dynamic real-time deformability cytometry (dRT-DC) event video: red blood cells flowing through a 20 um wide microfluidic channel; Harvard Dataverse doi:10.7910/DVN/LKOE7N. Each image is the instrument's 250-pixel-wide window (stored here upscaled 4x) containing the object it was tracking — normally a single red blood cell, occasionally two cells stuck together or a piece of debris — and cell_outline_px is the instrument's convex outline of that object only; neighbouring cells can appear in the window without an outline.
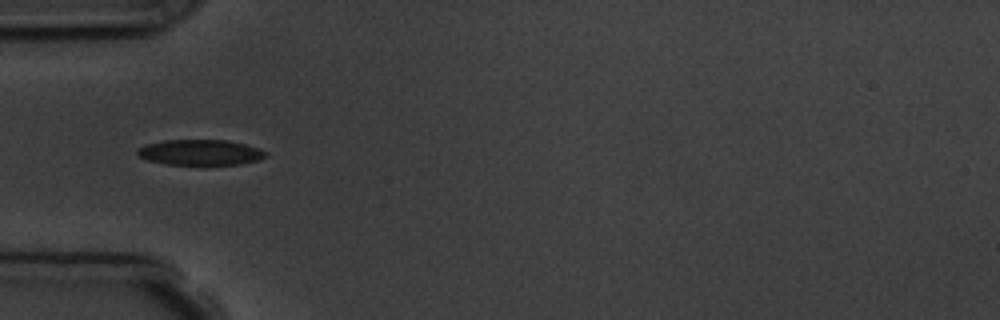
{"species": "common noctule bat (a hibernating species)", "species_latin": "Nyctalus noctula", "temperature_condition": "room temperature", "stored_images_in_passage": 8, "camera_frame_rate_fps": 3000, "um_per_image_px": 0.085, "animal": {"sex": "male", "body_mass_g": 19.5, "forearm_length_mm": 54.6}, "frame": {"image": 1, "passage_image": 6, "time_ms": 5.667, "image_size_px": [1000, 320], "cell_outline_px": [[268, 156], [256, 160], [240, 164], [204, 168], [164, 164], [148, 160], [140, 156], [136, 152], [136, 148], [148, 144], [164, 140], [228, 140], [244, 144], [268, 152]], "centroid_in_image_um": [17.02, 13.01], "position_along_channel_um": 68.0, "area_um2": 20.0}}